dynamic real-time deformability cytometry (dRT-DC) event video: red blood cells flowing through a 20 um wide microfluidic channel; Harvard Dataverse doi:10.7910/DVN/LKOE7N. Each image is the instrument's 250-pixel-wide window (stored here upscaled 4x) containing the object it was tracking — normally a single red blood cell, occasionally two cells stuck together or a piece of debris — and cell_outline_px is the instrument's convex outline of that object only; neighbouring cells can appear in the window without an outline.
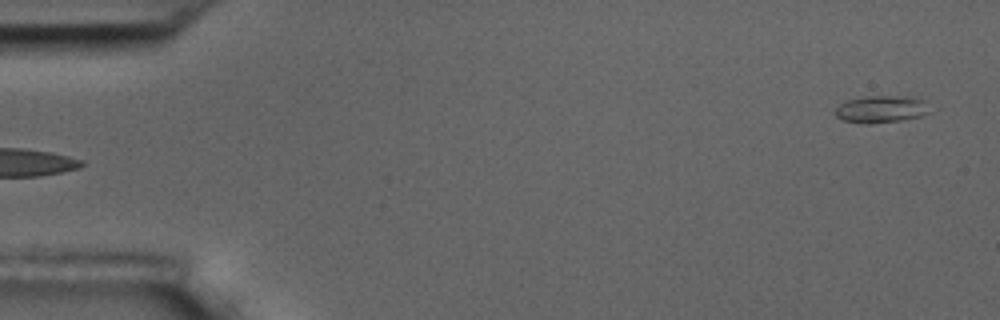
{"species": "common noctule bat (a hibernating species)", "species_latin": "Nyctalus noctula", "temperature_condition": "room temperature", "stored_images_in_passage": 6, "segment_of_instrument_passage": [2, 2], "camera_frame_rate_fps": 3000, "um_per_image_px": 0.085, "animal": {"sex": "male", "body_mass_g": 17.5, "forearm_length_mm": 52.3}, "frame": {"image": 1, "passage_image": 6, "time_ms": 6.0, "image_size_px": [1000, 320], "cell_outline_px": [[932, 112], [924, 116], [904, 120], [872, 124], [860, 124], [844, 120], [836, 116], [836, 108], [840, 104], [848, 100], [868, 96], [916, 96], [924, 100]], "centroid_in_image_um": [74.99, 9.29], "position_along_channel_um": 10.0, "area_um2": 15.32}}